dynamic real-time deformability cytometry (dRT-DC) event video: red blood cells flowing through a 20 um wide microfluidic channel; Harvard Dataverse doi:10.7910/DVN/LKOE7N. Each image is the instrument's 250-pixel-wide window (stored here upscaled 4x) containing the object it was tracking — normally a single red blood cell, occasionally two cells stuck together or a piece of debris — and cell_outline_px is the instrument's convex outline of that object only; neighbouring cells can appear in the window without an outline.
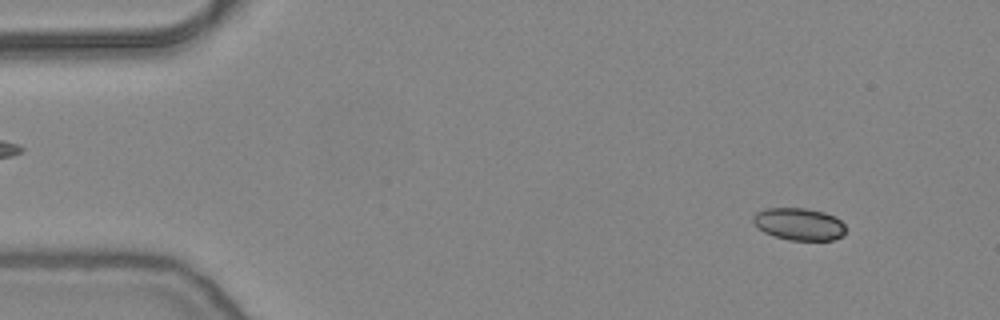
{"species": "common noctule bat (a hibernating species)", "species_latin": "Nyctalus noctula", "temperature_condition": "warm", "stored_images_in_passage": 53, "camera_frame_rate_fps": 3000, "um_per_image_px": 0.085, "animal": {"sex": "female", "body_mass_g": 24.6, "forearm_length_mm": 56.2}, "frame": {"image": 1, "passage_image": 5, "time_ms": 1.333, "image_size_px": [1000, 320], "cell_outline_px": [[844, 236], [832, 240], [788, 240], [764, 232], [752, 220], [752, 216], [756, 212], [764, 208], [804, 208], [824, 212], [836, 216], [844, 224]], "centroid_in_image_um": [67.93, 19.04], "position_along_channel_um": 17.1, "area_um2": 17.4}}
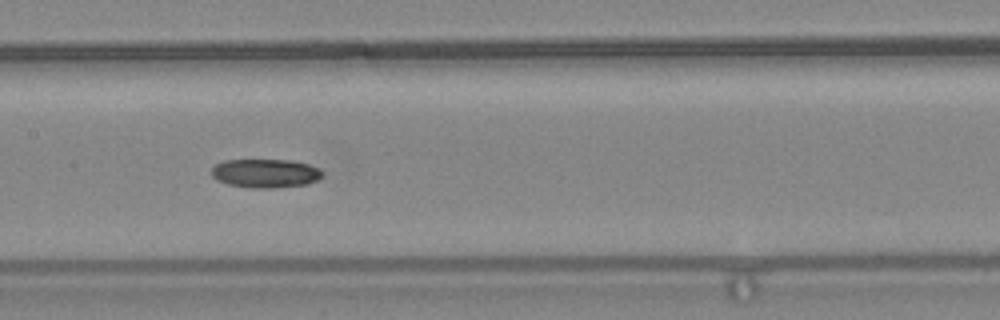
{"frame": {"image": 2, "passage_image": 26, "time_ms": 8.333, "image_size_px": [1000, 320], "cell_outline_px": [[324, 176], [308, 184], [272, 188], [252, 188], [228, 184], [216, 180], [212, 176], [212, 168], [216, 164], [224, 160], [292, 160], [308, 164], [320, 168], [324, 172]], "centroid_in_image_um": [22.59, 14.73], "position_along_channel_um": 184.8, "area_um2": 18.73}}
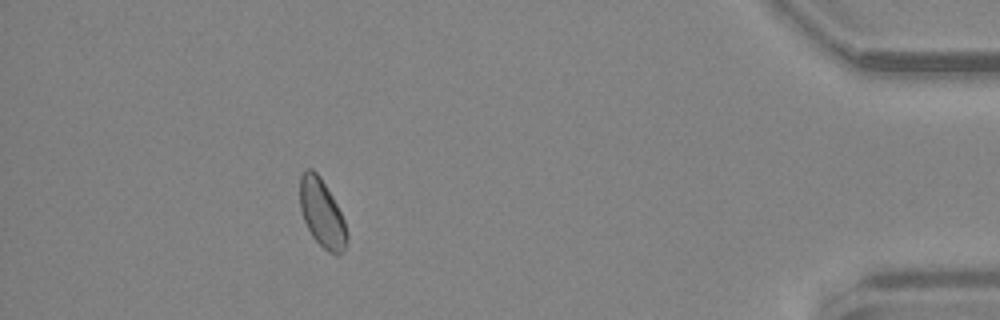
{"frame": {"image": 3, "passage_image": 48, "time_ms": 15.667, "image_size_px": [1000, 320], "cell_outline_px": [[348, 240], [340, 256], [336, 256], [328, 252], [312, 236], [304, 220], [300, 208], [300, 176], [304, 168], [312, 168], [320, 176], [332, 196], [344, 220], [348, 236]], "centroid_in_image_um": [27.36, 18.12], "position_along_channel_um": 407.8, "area_um2": 18.61}, "authors_computed_cell_mechanics": {"area_um2": 18.6116, "velocity_mm_per_s": 3.834, "shape_relaxation_time_tau1_ms": 7.5482, "shape_relaxation_time_tau2_ms": null, "deformation_change_tau1": 0.1713, "deformation_change_tau2": null}}